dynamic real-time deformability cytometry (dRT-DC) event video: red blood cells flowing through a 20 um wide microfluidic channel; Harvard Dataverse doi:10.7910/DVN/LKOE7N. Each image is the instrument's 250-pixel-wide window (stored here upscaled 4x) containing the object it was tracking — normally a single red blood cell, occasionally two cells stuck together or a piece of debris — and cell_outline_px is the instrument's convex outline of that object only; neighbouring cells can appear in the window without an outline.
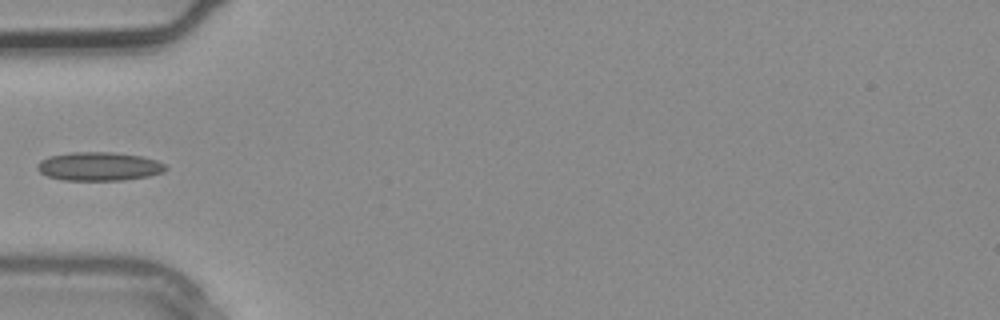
{"species": "common noctule bat (a hibernating species)", "species_latin": "Nyctalus noctula", "temperature_condition": "warm", "stored_images_in_passage": 3, "camera_frame_rate_fps": 3000, "um_per_image_px": 0.085, "animal": {"sex": "male", "body_mass_g": 20.4}, "frame": {"image": 1, "passage_image": 3, "time_ms": 0.667, "image_size_px": [1000, 320], "cell_outline_px": [[168, 168], [164, 172], [148, 176], [124, 180], [64, 180], [48, 176], [40, 172], [36, 168], [36, 164], [40, 160], [48, 156], [72, 152], [116, 152], [144, 156], [156, 160], [164, 164]], "centroid_in_image_um": [8.42, 14.13], "position_along_channel_um": 76.6, "area_um2": 21.62}}